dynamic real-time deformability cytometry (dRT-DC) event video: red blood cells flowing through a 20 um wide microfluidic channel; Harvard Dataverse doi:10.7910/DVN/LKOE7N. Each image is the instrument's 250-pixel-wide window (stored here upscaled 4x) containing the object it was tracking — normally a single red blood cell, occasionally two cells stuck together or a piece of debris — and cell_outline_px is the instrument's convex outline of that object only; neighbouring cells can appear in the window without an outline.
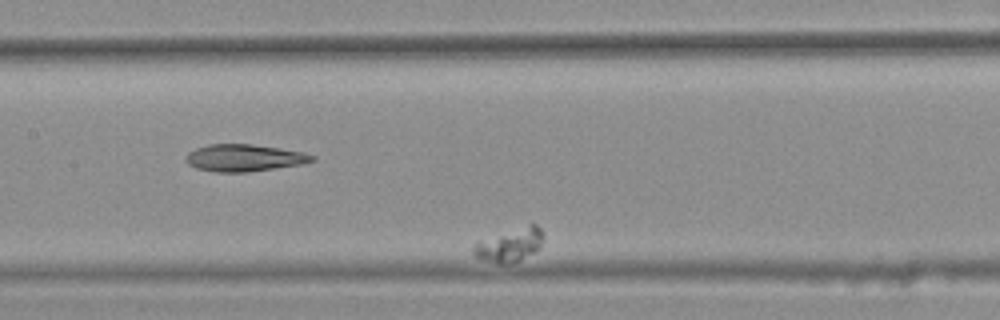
{"species": "common noctule bat (a hibernating species)", "species_latin": "Nyctalus noctula", "temperature_condition": "warm", "stored_images_in_passage": 9, "camera_frame_rate_fps": 3000, "um_per_image_px": 0.085, "animal": {"sex": "female", "body_mass_g": 25.1}, "frame": {"image": 1, "passage_image": 6, "time_ms": 1.667, "image_size_px": [1000, 320], "cell_outline_px": [[544, 240], [532, 252], [516, 260], [504, 264], [500, 264], [484, 260], [476, 256], [472, 252], [472, 248], [476, 244], [528, 224], [536, 224], [540, 228], [544, 236]], "centroid_in_image_um": [43.36, 20.82], "position_along_channel_um": 164.0, "area_um2": 12.6}}
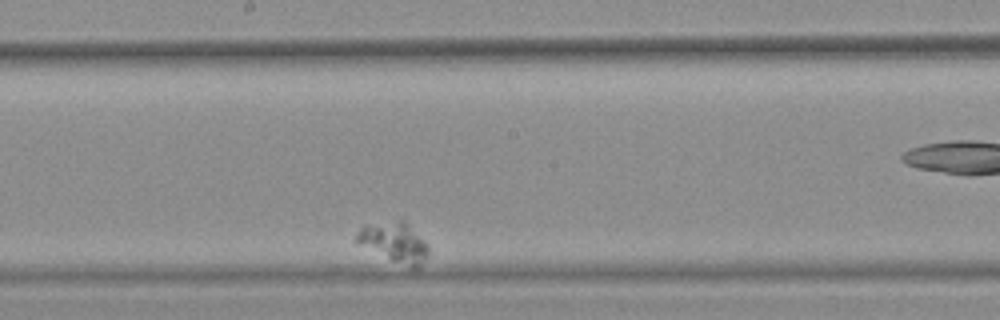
{"frame": {"image": 2, "passage_image": 8, "time_ms": 2.333, "image_size_px": [1000, 320], "cell_outline_px": [[428, 256], [420, 268], [412, 268], [392, 260], [356, 244], [352, 240], [356, 232], [364, 224], [400, 220], [404, 220], [424, 240], [428, 248]], "centroid_in_image_um": [33.46, 20.59], "position_along_channel_um": 214.7, "area_um2": 16.94}}